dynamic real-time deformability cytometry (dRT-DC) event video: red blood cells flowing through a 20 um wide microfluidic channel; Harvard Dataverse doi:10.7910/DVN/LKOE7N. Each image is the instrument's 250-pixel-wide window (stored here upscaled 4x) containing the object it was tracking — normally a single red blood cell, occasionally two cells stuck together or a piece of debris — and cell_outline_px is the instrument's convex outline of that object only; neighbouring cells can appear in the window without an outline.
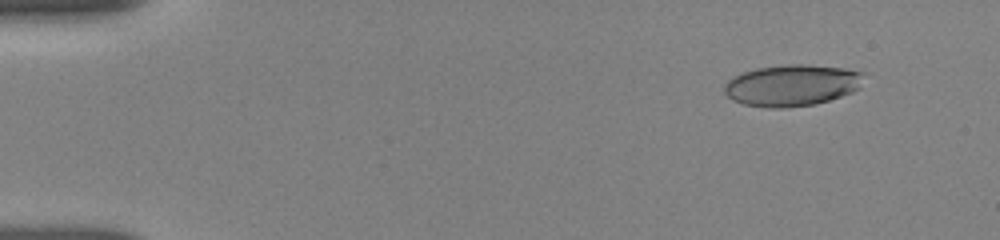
{"species": "human", "species_latin": "Homo sapiens", "temperature_condition": "room temperature", "stored_images_in_passage": 9, "camera_frame_rate_fps": 3000, "um_per_image_px": 0.085, "donor": {"sex": "female"}, "frame": {"image": 1, "passage_image": 3, "time_ms": 1.333, "image_size_px": [1000, 240], "cell_outline_px": [[864, 72], [860, 88], [852, 92], [816, 104], [780, 108], [768, 108], [744, 104], [732, 100], [724, 92], [724, 84], [728, 80], [744, 72], [756, 68], [788, 64], [808, 64], [844, 68]], "centroid_in_image_um": [67.32, 7.24], "position_along_channel_um": 17.7, "area_um2": 33.7}}
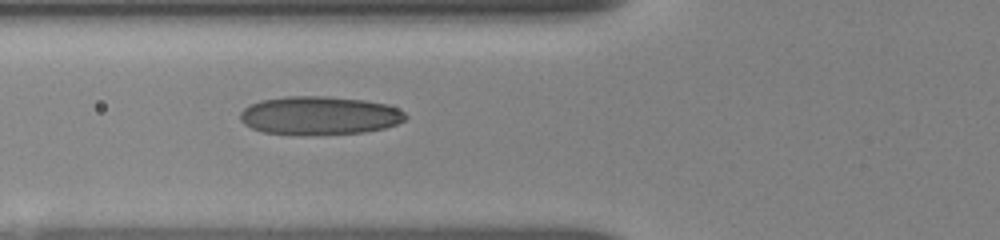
{"frame": {"image": 2, "passage_image": 8, "time_ms": 6.333, "image_size_px": [1000, 240], "cell_outline_px": [[408, 116], [404, 120], [396, 124], [384, 128], [364, 132], [300, 136], [264, 132], [252, 128], [244, 124], [240, 120], [240, 112], [248, 104], [260, 100], [288, 96], [328, 96], [364, 100], [388, 104], [404, 112]], "centroid_in_image_um": [27.12, 9.83], "position_along_channel_um": 98.7, "area_um2": 37.45}}
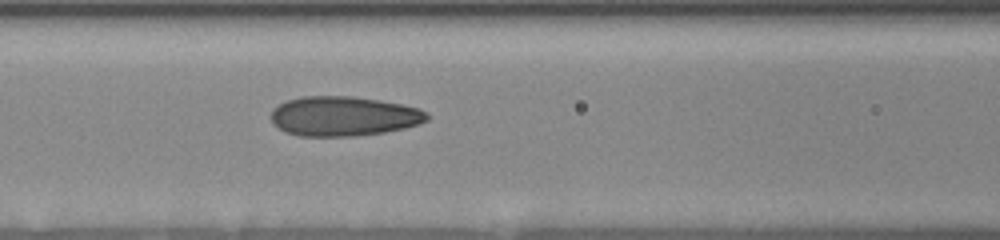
{"frame": {"image": 3, "passage_image": 9, "time_ms": 7.333, "image_size_px": [1000, 240], "cell_outline_px": [[428, 120], [404, 128], [384, 132], [356, 136], [300, 136], [284, 132], [272, 124], [272, 108], [288, 100], [300, 96], [352, 96], [380, 100], [420, 108], [428, 112]], "centroid_in_image_um": [29.19, 9.87], "position_along_channel_um": 137.4, "area_um2": 36.18}}